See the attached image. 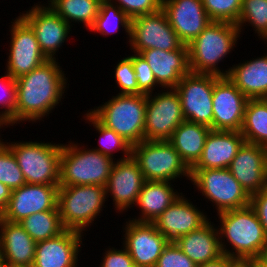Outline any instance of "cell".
Segmentation results:
<instances>
[{
  "mask_svg": "<svg viewBox=\"0 0 267 267\" xmlns=\"http://www.w3.org/2000/svg\"><path fill=\"white\" fill-rule=\"evenodd\" d=\"M58 61V58L47 60L30 73L15 79L16 125L27 121L32 124L44 122V117L47 118L60 102L62 105L69 83Z\"/></svg>",
  "mask_w": 267,
  "mask_h": 267,
  "instance_id": "cell-1",
  "label": "cell"
},
{
  "mask_svg": "<svg viewBox=\"0 0 267 267\" xmlns=\"http://www.w3.org/2000/svg\"><path fill=\"white\" fill-rule=\"evenodd\" d=\"M217 217L223 254L240 261L260 256L267 234L251 205L220 212Z\"/></svg>",
  "mask_w": 267,
  "mask_h": 267,
  "instance_id": "cell-2",
  "label": "cell"
},
{
  "mask_svg": "<svg viewBox=\"0 0 267 267\" xmlns=\"http://www.w3.org/2000/svg\"><path fill=\"white\" fill-rule=\"evenodd\" d=\"M240 35L237 24L212 21L187 45L190 72L226 77L229 71L218 65L234 51Z\"/></svg>",
  "mask_w": 267,
  "mask_h": 267,
  "instance_id": "cell-3",
  "label": "cell"
},
{
  "mask_svg": "<svg viewBox=\"0 0 267 267\" xmlns=\"http://www.w3.org/2000/svg\"><path fill=\"white\" fill-rule=\"evenodd\" d=\"M62 143L59 186H106L115 160L83 143ZM83 144V145H82Z\"/></svg>",
  "mask_w": 267,
  "mask_h": 267,
  "instance_id": "cell-4",
  "label": "cell"
},
{
  "mask_svg": "<svg viewBox=\"0 0 267 267\" xmlns=\"http://www.w3.org/2000/svg\"><path fill=\"white\" fill-rule=\"evenodd\" d=\"M89 111L132 146L144 140L146 94H116Z\"/></svg>",
  "mask_w": 267,
  "mask_h": 267,
  "instance_id": "cell-5",
  "label": "cell"
},
{
  "mask_svg": "<svg viewBox=\"0 0 267 267\" xmlns=\"http://www.w3.org/2000/svg\"><path fill=\"white\" fill-rule=\"evenodd\" d=\"M106 199L104 186H59L57 206L63 227L85 234L94 220L96 221L98 216L100 218L103 208L106 207L105 201H108Z\"/></svg>",
  "mask_w": 267,
  "mask_h": 267,
  "instance_id": "cell-6",
  "label": "cell"
},
{
  "mask_svg": "<svg viewBox=\"0 0 267 267\" xmlns=\"http://www.w3.org/2000/svg\"><path fill=\"white\" fill-rule=\"evenodd\" d=\"M4 141L13 152L26 184L59 185L62 143Z\"/></svg>",
  "mask_w": 267,
  "mask_h": 267,
  "instance_id": "cell-7",
  "label": "cell"
},
{
  "mask_svg": "<svg viewBox=\"0 0 267 267\" xmlns=\"http://www.w3.org/2000/svg\"><path fill=\"white\" fill-rule=\"evenodd\" d=\"M131 157L145 181L191 180L190 168L168 140H143L132 146Z\"/></svg>",
  "mask_w": 267,
  "mask_h": 267,
  "instance_id": "cell-8",
  "label": "cell"
},
{
  "mask_svg": "<svg viewBox=\"0 0 267 267\" xmlns=\"http://www.w3.org/2000/svg\"><path fill=\"white\" fill-rule=\"evenodd\" d=\"M190 173L194 189L212 202L217 214L250 205L251 196L228 168L190 170Z\"/></svg>",
  "mask_w": 267,
  "mask_h": 267,
  "instance_id": "cell-9",
  "label": "cell"
},
{
  "mask_svg": "<svg viewBox=\"0 0 267 267\" xmlns=\"http://www.w3.org/2000/svg\"><path fill=\"white\" fill-rule=\"evenodd\" d=\"M219 76L189 72L174 88L179 94L185 120L213 130V88Z\"/></svg>",
  "mask_w": 267,
  "mask_h": 267,
  "instance_id": "cell-10",
  "label": "cell"
},
{
  "mask_svg": "<svg viewBox=\"0 0 267 267\" xmlns=\"http://www.w3.org/2000/svg\"><path fill=\"white\" fill-rule=\"evenodd\" d=\"M157 92L147 95L144 140H168L185 121L177 91L161 89Z\"/></svg>",
  "mask_w": 267,
  "mask_h": 267,
  "instance_id": "cell-11",
  "label": "cell"
},
{
  "mask_svg": "<svg viewBox=\"0 0 267 267\" xmlns=\"http://www.w3.org/2000/svg\"><path fill=\"white\" fill-rule=\"evenodd\" d=\"M183 45L162 9L131 19L129 48L132 53L147 49L173 51Z\"/></svg>",
  "mask_w": 267,
  "mask_h": 267,
  "instance_id": "cell-12",
  "label": "cell"
},
{
  "mask_svg": "<svg viewBox=\"0 0 267 267\" xmlns=\"http://www.w3.org/2000/svg\"><path fill=\"white\" fill-rule=\"evenodd\" d=\"M10 26V43L7 52L6 72L13 78L30 73L48 59L43 54L30 25L19 15L12 19Z\"/></svg>",
  "mask_w": 267,
  "mask_h": 267,
  "instance_id": "cell-13",
  "label": "cell"
},
{
  "mask_svg": "<svg viewBox=\"0 0 267 267\" xmlns=\"http://www.w3.org/2000/svg\"><path fill=\"white\" fill-rule=\"evenodd\" d=\"M19 15L33 29L39 47L48 60H55L59 48L67 43L71 26L46 3L38 2ZM63 45V46H62ZM56 55V57H55Z\"/></svg>",
  "mask_w": 267,
  "mask_h": 267,
  "instance_id": "cell-14",
  "label": "cell"
},
{
  "mask_svg": "<svg viewBox=\"0 0 267 267\" xmlns=\"http://www.w3.org/2000/svg\"><path fill=\"white\" fill-rule=\"evenodd\" d=\"M127 220L122 225V245L129 252L135 267H155L163 249L170 242L153 223Z\"/></svg>",
  "mask_w": 267,
  "mask_h": 267,
  "instance_id": "cell-15",
  "label": "cell"
},
{
  "mask_svg": "<svg viewBox=\"0 0 267 267\" xmlns=\"http://www.w3.org/2000/svg\"><path fill=\"white\" fill-rule=\"evenodd\" d=\"M58 188L59 185L24 184L12 190L0 218L19 222L31 214L54 210L58 203Z\"/></svg>",
  "mask_w": 267,
  "mask_h": 267,
  "instance_id": "cell-16",
  "label": "cell"
},
{
  "mask_svg": "<svg viewBox=\"0 0 267 267\" xmlns=\"http://www.w3.org/2000/svg\"><path fill=\"white\" fill-rule=\"evenodd\" d=\"M248 98L227 78L213 88V130L241 131Z\"/></svg>",
  "mask_w": 267,
  "mask_h": 267,
  "instance_id": "cell-17",
  "label": "cell"
},
{
  "mask_svg": "<svg viewBox=\"0 0 267 267\" xmlns=\"http://www.w3.org/2000/svg\"><path fill=\"white\" fill-rule=\"evenodd\" d=\"M145 182L138 164L132 157L115 161L105 186L107 198L112 199L116 213L134 208Z\"/></svg>",
  "mask_w": 267,
  "mask_h": 267,
  "instance_id": "cell-18",
  "label": "cell"
},
{
  "mask_svg": "<svg viewBox=\"0 0 267 267\" xmlns=\"http://www.w3.org/2000/svg\"><path fill=\"white\" fill-rule=\"evenodd\" d=\"M183 193L152 223L170 242L199 229L209 217ZM205 213V214H204Z\"/></svg>",
  "mask_w": 267,
  "mask_h": 267,
  "instance_id": "cell-19",
  "label": "cell"
},
{
  "mask_svg": "<svg viewBox=\"0 0 267 267\" xmlns=\"http://www.w3.org/2000/svg\"><path fill=\"white\" fill-rule=\"evenodd\" d=\"M161 9L186 46L212 22L202 0H162Z\"/></svg>",
  "mask_w": 267,
  "mask_h": 267,
  "instance_id": "cell-20",
  "label": "cell"
},
{
  "mask_svg": "<svg viewBox=\"0 0 267 267\" xmlns=\"http://www.w3.org/2000/svg\"><path fill=\"white\" fill-rule=\"evenodd\" d=\"M83 234L65 230L57 237L37 242L32 267H78Z\"/></svg>",
  "mask_w": 267,
  "mask_h": 267,
  "instance_id": "cell-21",
  "label": "cell"
},
{
  "mask_svg": "<svg viewBox=\"0 0 267 267\" xmlns=\"http://www.w3.org/2000/svg\"><path fill=\"white\" fill-rule=\"evenodd\" d=\"M267 147L244 142L228 169L251 196L265 189Z\"/></svg>",
  "mask_w": 267,
  "mask_h": 267,
  "instance_id": "cell-22",
  "label": "cell"
},
{
  "mask_svg": "<svg viewBox=\"0 0 267 267\" xmlns=\"http://www.w3.org/2000/svg\"><path fill=\"white\" fill-rule=\"evenodd\" d=\"M139 55L146 60L162 89H174L182 77L190 72L186 45L173 51L147 49Z\"/></svg>",
  "mask_w": 267,
  "mask_h": 267,
  "instance_id": "cell-23",
  "label": "cell"
},
{
  "mask_svg": "<svg viewBox=\"0 0 267 267\" xmlns=\"http://www.w3.org/2000/svg\"><path fill=\"white\" fill-rule=\"evenodd\" d=\"M244 142L240 131L211 130L200 158L190 170L228 168Z\"/></svg>",
  "mask_w": 267,
  "mask_h": 267,
  "instance_id": "cell-24",
  "label": "cell"
},
{
  "mask_svg": "<svg viewBox=\"0 0 267 267\" xmlns=\"http://www.w3.org/2000/svg\"><path fill=\"white\" fill-rule=\"evenodd\" d=\"M36 242L18 222L0 218V260L11 267H32Z\"/></svg>",
  "mask_w": 267,
  "mask_h": 267,
  "instance_id": "cell-25",
  "label": "cell"
},
{
  "mask_svg": "<svg viewBox=\"0 0 267 267\" xmlns=\"http://www.w3.org/2000/svg\"><path fill=\"white\" fill-rule=\"evenodd\" d=\"M226 76L248 99H267V52L227 68Z\"/></svg>",
  "mask_w": 267,
  "mask_h": 267,
  "instance_id": "cell-26",
  "label": "cell"
},
{
  "mask_svg": "<svg viewBox=\"0 0 267 267\" xmlns=\"http://www.w3.org/2000/svg\"><path fill=\"white\" fill-rule=\"evenodd\" d=\"M175 243L197 265L216 260L223 255L218 227L211 219L199 229L180 236Z\"/></svg>",
  "mask_w": 267,
  "mask_h": 267,
  "instance_id": "cell-27",
  "label": "cell"
},
{
  "mask_svg": "<svg viewBox=\"0 0 267 267\" xmlns=\"http://www.w3.org/2000/svg\"><path fill=\"white\" fill-rule=\"evenodd\" d=\"M172 183L174 182L145 181L135 205L139 207L140 215L128 219L152 223L182 194Z\"/></svg>",
  "mask_w": 267,
  "mask_h": 267,
  "instance_id": "cell-28",
  "label": "cell"
},
{
  "mask_svg": "<svg viewBox=\"0 0 267 267\" xmlns=\"http://www.w3.org/2000/svg\"><path fill=\"white\" fill-rule=\"evenodd\" d=\"M211 130L209 126L185 120L172 133L168 141L191 168L200 158Z\"/></svg>",
  "mask_w": 267,
  "mask_h": 267,
  "instance_id": "cell-29",
  "label": "cell"
},
{
  "mask_svg": "<svg viewBox=\"0 0 267 267\" xmlns=\"http://www.w3.org/2000/svg\"><path fill=\"white\" fill-rule=\"evenodd\" d=\"M103 0H47L50 6L71 27L80 22L89 30L99 14ZM73 22V24H72Z\"/></svg>",
  "mask_w": 267,
  "mask_h": 267,
  "instance_id": "cell-30",
  "label": "cell"
},
{
  "mask_svg": "<svg viewBox=\"0 0 267 267\" xmlns=\"http://www.w3.org/2000/svg\"><path fill=\"white\" fill-rule=\"evenodd\" d=\"M240 132L245 142L267 147V99H248Z\"/></svg>",
  "mask_w": 267,
  "mask_h": 267,
  "instance_id": "cell-31",
  "label": "cell"
},
{
  "mask_svg": "<svg viewBox=\"0 0 267 267\" xmlns=\"http://www.w3.org/2000/svg\"><path fill=\"white\" fill-rule=\"evenodd\" d=\"M18 223L36 243L57 237L66 230L61 222L58 206L54 210L31 214Z\"/></svg>",
  "mask_w": 267,
  "mask_h": 267,
  "instance_id": "cell-32",
  "label": "cell"
},
{
  "mask_svg": "<svg viewBox=\"0 0 267 267\" xmlns=\"http://www.w3.org/2000/svg\"><path fill=\"white\" fill-rule=\"evenodd\" d=\"M82 118L88 123L89 126L93 125L99 135V145L91 149L104 154L115 161L129 159L131 157L132 145L123 137L118 135L114 130L104 126L89 110ZM122 153V157L115 159L116 152Z\"/></svg>",
  "mask_w": 267,
  "mask_h": 267,
  "instance_id": "cell-33",
  "label": "cell"
},
{
  "mask_svg": "<svg viewBox=\"0 0 267 267\" xmlns=\"http://www.w3.org/2000/svg\"><path fill=\"white\" fill-rule=\"evenodd\" d=\"M119 27H122L121 29L125 31L128 44V40H130L131 18L118 5L108 0H103L100 5L99 14L89 29L90 32H96L106 37L120 31Z\"/></svg>",
  "mask_w": 267,
  "mask_h": 267,
  "instance_id": "cell-34",
  "label": "cell"
},
{
  "mask_svg": "<svg viewBox=\"0 0 267 267\" xmlns=\"http://www.w3.org/2000/svg\"><path fill=\"white\" fill-rule=\"evenodd\" d=\"M237 26L240 33L246 26L252 27L258 39L267 44V0H242Z\"/></svg>",
  "mask_w": 267,
  "mask_h": 267,
  "instance_id": "cell-35",
  "label": "cell"
},
{
  "mask_svg": "<svg viewBox=\"0 0 267 267\" xmlns=\"http://www.w3.org/2000/svg\"><path fill=\"white\" fill-rule=\"evenodd\" d=\"M0 182L11 190L26 184L13 152L3 140L0 142Z\"/></svg>",
  "mask_w": 267,
  "mask_h": 267,
  "instance_id": "cell-36",
  "label": "cell"
},
{
  "mask_svg": "<svg viewBox=\"0 0 267 267\" xmlns=\"http://www.w3.org/2000/svg\"><path fill=\"white\" fill-rule=\"evenodd\" d=\"M16 82L5 71L0 76V121L6 128L15 125ZM3 109V110H2Z\"/></svg>",
  "mask_w": 267,
  "mask_h": 267,
  "instance_id": "cell-37",
  "label": "cell"
},
{
  "mask_svg": "<svg viewBox=\"0 0 267 267\" xmlns=\"http://www.w3.org/2000/svg\"><path fill=\"white\" fill-rule=\"evenodd\" d=\"M202 4L212 21L238 23L242 0H202Z\"/></svg>",
  "mask_w": 267,
  "mask_h": 267,
  "instance_id": "cell-38",
  "label": "cell"
},
{
  "mask_svg": "<svg viewBox=\"0 0 267 267\" xmlns=\"http://www.w3.org/2000/svg\"><path fill=\"white\" fill-rule=\"evenodd\" d=\"M126 56L118 60L113 69L115 82L119 89L118 94H138V83L132 63V55Z\"/></svg>",
  "mask_w": 267,
  "mask_h": 267,
  "instance_id": "cell-39",
  "label": "cell"
},
{
  "mask_svg": "<svg viewBox=\"0 0 267 267\" xmlns=\"http://www.w3.org/2000/svg\"><path fill=\"white\" fill-rule=\"evenodd\" d=\"M132 63L138 83V94H151L153 91H159L160 86L158 85L153 71L139 54H132ZM159 87V88H158Z\"/></svg>",
  "mask_w": 267,
  "mask_h": 267,
  "instance_id": "cell-40",
  "label": "cell"
},
{
  "mask_svg": "<svg viewBox=\"0 0 267 267\" xmlns=\"http://www.w3.org/2000/svg\"><path fill=\"white\" fill-rule=\"evenodd\" d=\"M118 5L131 19L157 12L162 7V0H108Z\"/></svg>",
  "mask_w": 267,
  "mask_h": 267,
  "instance_id": "cell-41",
  "label": "cell"
},
{
  "mask_svg": "<svg viewBox=\"0 0 267 267\" xmlns=\"http://www.w3.org/2000/svg\"><path fill=\"white\" fill-rule=\"evenodd\" d=\"M194 263L175 242H169L163 249L155 267H196Z\"/></svg>",
  "mask_w": 267,
  "mask_h": 267,
  "instance_id": "cell-42",
  "label": "cell"
},
{
  "mask_svg": "<svg viewBox=\"0 0 267 267\" xmlns=\"http://www.w3.org/2000/svg\"><path fill=\"white\" fill-rule=\"evenodd\" d=\"M99 267H135L129 252L123 246L121 249L110 246L105 249Z\"/></svg>",
  "mask_w": 267,
  "mask_h": 267,
  "instance_id": "cell-43",
  "label": "cell"
},
{
  "mask_svg": "<svg viewBox=\"0 0 267 267\" xmlns=\"http://www.w3.org/2000/svg\"><path fill=\"white\" fill-rule=\"evenodd\" d=\"M250 205L254 209L260 223L264 227L265 233L267 234V191L264 189L252 194Z\"/></svg>",
  "mask_w": 267,
  "mask_h": 267,
  "instance_id": "cell-44",
  "label": "cell"
},
{
  "mask_svg": "<svg viewBox=\"0 0 267 267\" xmlns=\"http://www.w3.org/2000/svg\"><path fill=\"white\" fill-rule=\"evenodd\" d=\"M237 261L238 260L223 254L216 260L198 264L196 267H232Z\"/></svg>",
  "mask_w": 267,
  "mask_h": 267,
  "instance_id": "cell-45",
  "label": "cell"
},
{
  "mask_svg": "<svg viewBox=\"0 0 267 267\" xmlns=\"http://www.w3.org/2000/svg\"><path fill=\"white\" fill-rule=\"evenodd\" d=\"M12 190L5 184L0 182V214L5 209L10 197Z\"/></svg>",
  "mask_w": 267,
  "mask_h": 267,
  "instance_id": "cell-46",
  "label": "cell"
},
{
  "mask_svg": "<svg viewBox=\"0 0 267 267\" xmlns=\"http://www.w3.org/2000/svg\"><path fill=\"white\" fill-rule=\"evenodd\" d=\"M248 267H267L258 257L248 258Z\"/></svg>",
  "mask_w": 267,
  "mask_h": 267,
  "instance_id": "cell-47",
  "label": "cell"
},
{
  "mask_svg": "<svg viewBox=\"0 0 267 267\" xmlns=\"http://www.w3.org/2000/svg\"><path fill=\"white\" fill-rule=\"evenodd\" d=\"M258 258L267 265V243L265 244Z\"/></svg>",
  "mask_w": 267,
  "mask_h": 267,
  "instance_id": "cell-48",
  "label": "cell"
},
{
  "mask_svg": "<svg viewBox=\"0 0 267 267\" xmlns=\"http://www.w3.org/2000/svg\"><path fill=\"white\" fill-rule=\"evenodd\" d=\"M232 267H248V259L238 260Z\"/></svg>",
  "mask_w": 267,
  "mask_h": 267,
  "instance_id": "cell-49",
  "label": "cell"
},
{
  "mask_svg": "<svg viewBox=\"0 0 267 267\" xmlns=\"http://www.w3.org/2000/svg\"><path fill=\"white\" fill-rule=\"evenodd\" d=\"M6 125L3 123V122H1L0 121V131H2L1 129L4 127V128H6L5 127ZM0 134H1V132H0ZM3 137L0 135V142L2 141V140H4V139H2Z\"/></svg>",
  "mask_w": 267,
  "mask_h": 267,
  "instance_id": "cell-50",
  "label": "cell"
},
{
  "mask_svg": "<svg viewBox=\"0 0 267 267\" xmlns=\"http://www.w3.org/2000/svg\"><path fill=\"white\" fill-rule=\"evenodd\" d=\"M0 267H11V266L7 264L6 262L0 260Z\"/></svg>",
  "mask_w": 267,
  "mask_h": 267,
  "instance_id": "cell-51",
  "label": "cell"
},
{
  "mask_svg": "<svg viewBox=\"0 0 267 267\" xmlns=\"http://www.w3.org/2000/svg\"><path fill=\"white\" fill-rule=\"evenodd\" d=\"M265 190L267 191V168H266Z\"/></svg>",
  "mask_w": 267,
  "mask_h": 267,
  "instance_id": "cell-52",
  "label": "cell"
}]
</instances>
